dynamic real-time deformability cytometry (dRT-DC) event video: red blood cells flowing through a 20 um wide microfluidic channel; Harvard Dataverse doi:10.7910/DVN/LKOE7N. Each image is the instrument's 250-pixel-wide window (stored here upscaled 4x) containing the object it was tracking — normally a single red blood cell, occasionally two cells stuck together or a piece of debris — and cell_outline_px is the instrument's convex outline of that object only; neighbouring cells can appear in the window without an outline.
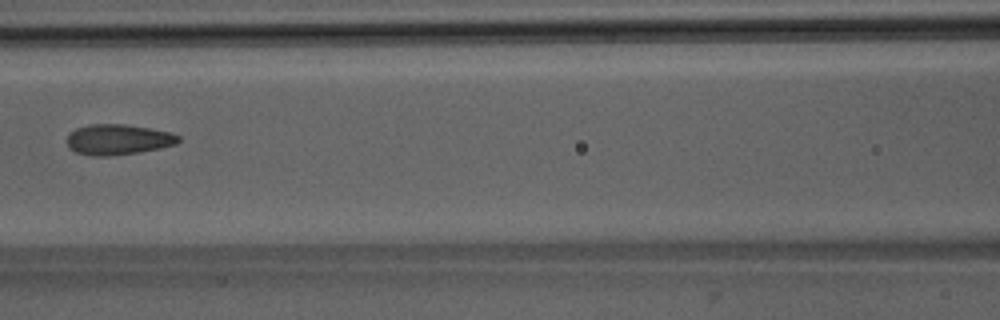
{"species": "Egyptian fruit bat (a non-hibernating species)", "species_latin": "Rousettus aegyptiacus", "temperature_condition": "room temperature", "stored_images_in_passage": 4, "camera_frame_rate_fps": 3000, "um_per_image_px": 0.085, "animal": {"sex": "male"}, "frame": {"image": 1, "passage_image": 3, "time_ms": 2.333, "image_size_px": [1000, 320], "cell_outline_px": [[180, 140], [176, 144], [160, 148], [136, 152], [108, 156], [92, 156], [76, 152], [68, 148], [68, 136], [76, 128], [88, 124], [124, 124], [148, 128], [168, 132], [180, 136]], "centroid_in_image_um": [10.02, 11.86], "position_along_channel_um": 156.6, "area_um2": 19.59}}